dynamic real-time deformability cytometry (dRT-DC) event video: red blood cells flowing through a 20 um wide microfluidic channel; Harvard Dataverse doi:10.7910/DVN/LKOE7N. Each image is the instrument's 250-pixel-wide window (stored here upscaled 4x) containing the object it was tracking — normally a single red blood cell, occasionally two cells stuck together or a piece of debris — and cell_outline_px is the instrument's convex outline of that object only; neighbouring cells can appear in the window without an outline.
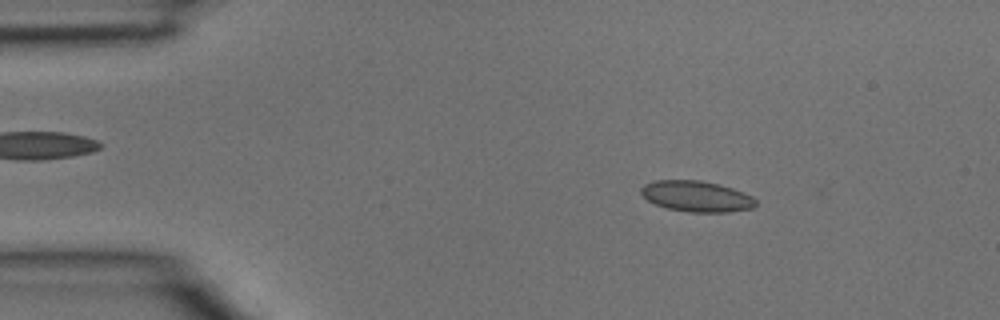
{"species": "common noctule bat (a hibernating species)", "species_latin": "Nyctalus noctula", "temperature_condition": "room temperature", "stored_images_in_passage": 38, "camera_frame_rate_fps": 3000, "um_per_image_px": 0.085, "animal": {"sex": "male", "body_mass_g": 15.6}, "frame": {"image": 1, "passage_image": 4, "time_ms": 1.0, "image_size_px": [1000, 320], "cell_outline_px": [[756, 204], [752, 208], [728, 212], [688, 212], [668, 208], [656, 204], [648, 200], [640, 192], [640, 188], [644, 184], [656, 180], [700, 180], [720, 184], [744, 192], [752, 196], [756, 200]], "centroid_in_image_um": [59.21, 16.68], "position_along_channel_um": 25.8, "area_um2": 20.63}}
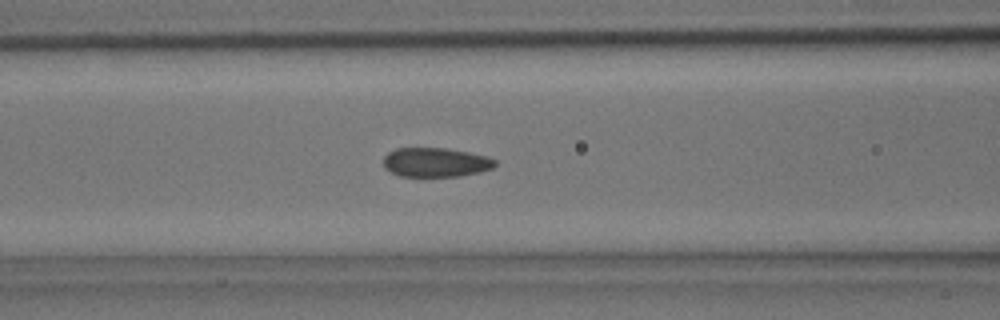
{"frame": {"image": 2, "passage_image": 14, "time_ms": 4.333, "image_size_px": [1000, 320], "cell_outline_px": [[496, 164], [492, 168], [480, 172], [460, 176], [400, 176], [384, 168], [384, 156], [388, 152], [396, 148], [448, 148], [488, 156], [496, 160]], "centroid_in_image_um": [37.04, 13.79], "position_along_channel_um": 129.6, "area_um2": 19.07}}
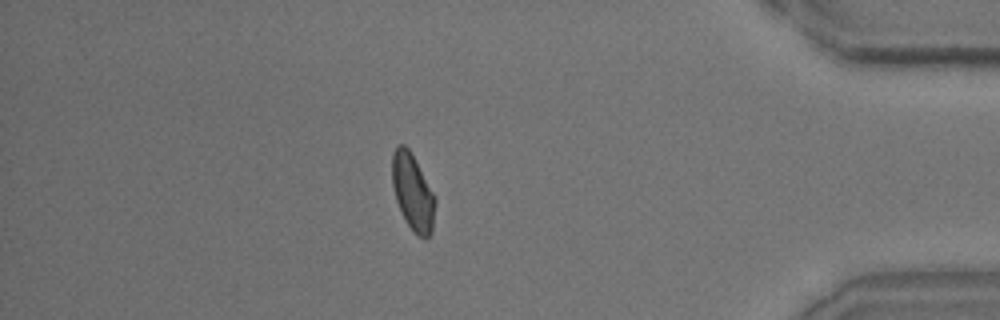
{"frame": {"image": 3, "passage_image": 33, "time_ms": 10.667, "image_size_px": [1000, 320], "cell_outline_px": [[436, 200], [432, 232], [424, 240], [416, 236], [412, 232], [396, 200], [392, 184], [392, 156], [396, 144], [404, 144], [408, 148], [436, 196]], "centroid_in_image_um": [35.09, 16.36], "position_along_channel_um": 400.1, "area_um2": 19.25}}